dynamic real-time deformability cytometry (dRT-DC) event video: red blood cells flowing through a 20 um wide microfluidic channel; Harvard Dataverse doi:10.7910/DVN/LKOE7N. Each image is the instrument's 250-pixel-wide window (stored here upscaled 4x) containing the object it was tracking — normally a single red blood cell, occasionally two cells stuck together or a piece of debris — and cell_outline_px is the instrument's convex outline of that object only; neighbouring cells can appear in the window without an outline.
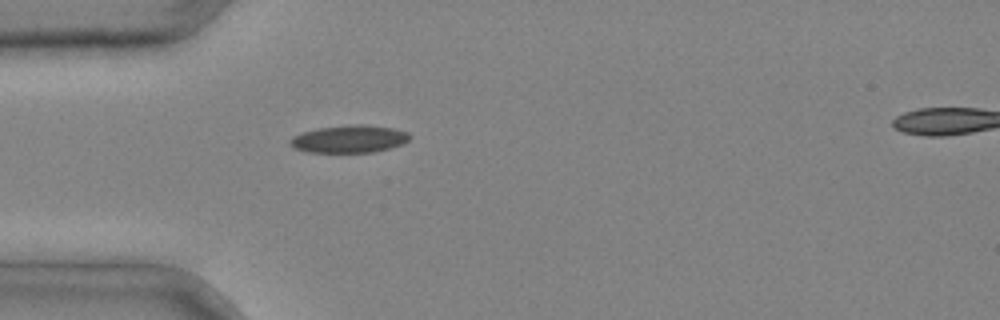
{"species": "common noctule bat (a hibernating species)", "species_latin": "Nyctalus noctula", "temperature_condition": "cold", "stored_images_in_passage": 1, "camera_frame_rate_fps": 3000, "um_per_image_px": 0.085, "animal": {"sex": "male", "body_mass_g": 20.4}, "frame": {"image": 1, "passage_image": 1, "time_ms": 0.0, "image_size_px": [1000, 320], "cell_outline_px": [[412, 136], [408, 140], [400, 144], [388, 148], [372, 152], [308, 152], [292, 148], [288, 144], [288, 140], [292, 136], [304, 132], [320, 128], [352, 124], [364, 124], [392, 128], [408, 132]], "centroid_in_image_um": [29.64, 11.81], "position_along_channel_um": 55.4, "area_um2": 19.13}}